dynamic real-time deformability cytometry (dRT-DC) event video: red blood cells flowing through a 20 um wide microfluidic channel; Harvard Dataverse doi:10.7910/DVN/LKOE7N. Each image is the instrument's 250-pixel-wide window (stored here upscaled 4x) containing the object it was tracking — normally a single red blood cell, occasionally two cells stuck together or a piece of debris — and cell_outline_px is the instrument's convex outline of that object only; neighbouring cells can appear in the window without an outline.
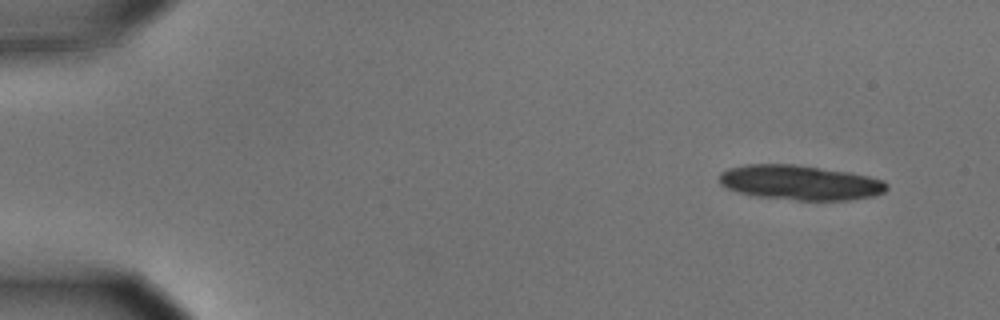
{"species": "common noctule bat (a hibernating species)", "species_latin": "Nyctalus noctula", "temperature_condition": "cold", "stored_images_in_passage": 5, "segment_of_instrument_passage": [1, 2], "camera_frame_rate_fps": 3000, "um_per_image_px": 0.085, "animal": {"sex": "male", "body_mass_g": 15.6}, "frame": {"image": 1, "passage_image": 1, "time_ms": 0.0, "image_size_px": [1000, 320], "cell_outline_px": [[888, 188], [884, 192], [872, 196], [848, 200], [796, 200], [756, 196], [740, 192], [728, 188], [720, 184], [720, 172], [728, 168], [744, 164], [796, 164], [848, 172], [868, 176], [884, 180], [888, 184]], "centroid_in_image_um": [68.01, 15.51], "position_along_channel_um": 17.0, "area_um2": 33.93}}